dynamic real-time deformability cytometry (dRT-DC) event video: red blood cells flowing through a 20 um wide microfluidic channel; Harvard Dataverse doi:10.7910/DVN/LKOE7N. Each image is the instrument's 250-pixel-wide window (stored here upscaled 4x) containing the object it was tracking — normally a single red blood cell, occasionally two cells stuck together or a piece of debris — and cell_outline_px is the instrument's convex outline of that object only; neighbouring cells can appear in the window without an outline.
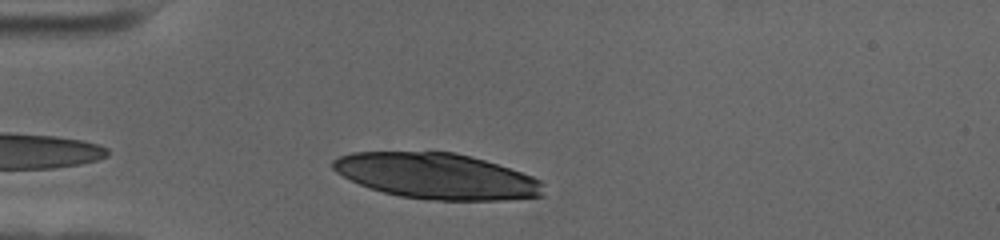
{"species": "human", "species_latin": "Homo sapiens", "temperature_condition": "cold", "stored_images_in_passage": 36, "camera_frame_rate_fps": 3000, "um_per_image_px": 0.085, "donor": {"sex": "female"}, "frame": {"image": 1, "passage_image": 4, "time_ms": 1.0, "image_size_px": [1000, 240], "cell_outline_px": [[544, 196], [508, 200], [428, 200], [400, 196], [384, 192], [360, 184], [336, 172], [332, 168], [332, 160], [340, 156], [352, 152], [452, 152], [472, 156], [532, 176], [540, 180]], "centroid_in_image_um": [37.12, 14.97], "position_along_channel_um": 47.9, "area_um2": 55.72}}